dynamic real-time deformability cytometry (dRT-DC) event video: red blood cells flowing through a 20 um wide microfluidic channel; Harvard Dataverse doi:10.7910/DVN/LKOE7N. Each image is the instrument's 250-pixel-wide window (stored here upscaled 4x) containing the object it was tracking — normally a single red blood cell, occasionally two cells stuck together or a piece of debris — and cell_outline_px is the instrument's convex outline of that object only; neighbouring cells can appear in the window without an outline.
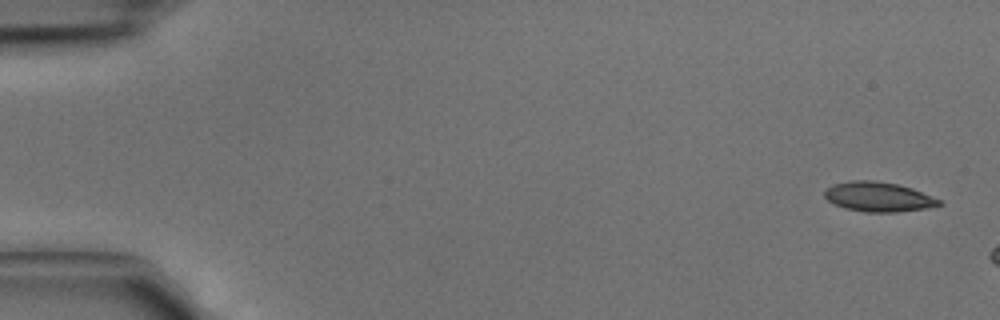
{"species": "common noctule bat (a hibernating species)", "species_latin": "Nyctalus noctula", "temperature_condition": "cold", "stored_images_in_passage": 2, "camera_frame_rate_fps": 3000, "um_per_image_px": 0.085, "animal": {"sex": "male", "body_mass_g": 15.6}, "frame": {"image": 1, "passage_image": 1, "time_ms": 0.0, "image_size_px": [1000, 320], "cell_outline_px": [[944, 204], [928, 208], [896, 212], [864, 212], [844, 208], [828, 200], [824, 196], [824, 188], [832, 184], [848, 180], [872, 180], [896, 184], [912, 188], [940, 200]], "centroid_in_image_um": [74.63, 16.72], "position_along_channel_um": 10.4, "area_um2": 19.88}}